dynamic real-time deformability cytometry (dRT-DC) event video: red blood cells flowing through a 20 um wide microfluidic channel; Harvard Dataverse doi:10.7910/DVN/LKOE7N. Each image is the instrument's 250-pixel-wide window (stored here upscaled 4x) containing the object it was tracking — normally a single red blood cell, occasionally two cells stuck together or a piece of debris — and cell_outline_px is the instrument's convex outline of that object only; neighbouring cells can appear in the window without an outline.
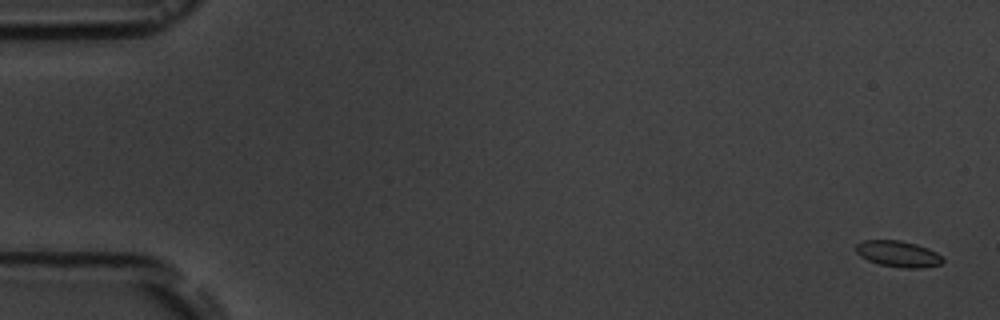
{"species": "common noctule bat (a hibernating species)", "species_latin": "Nyctalus noctula", "temperature_condition": "room temperature", "stored_images_in_passage": 5, "camera_frame_rate_fps": 3000, "um_per_image_px": 0.085, "animal": {"sex": "male", "body_mass_g": 19.5, "forearm_length_mm": 54.6}, "frame": {"image": 1, "passage_image": 1, "time_ms": 0.0, "image_size_px": [1000, 320], "cell_outline_px": [[944, 260], [940, 264], [920, 268], [904, 268], [880, 264], [868, 260], [860, 256], [856, 252], [856, 244], [864, 240], [900, 240], [916, 244], [928, 248], [936, 252]], "centroid_in_image_um": [76.33, 21.57], "position_along_channel_um": 8.7, "area_um2": 13.12}}
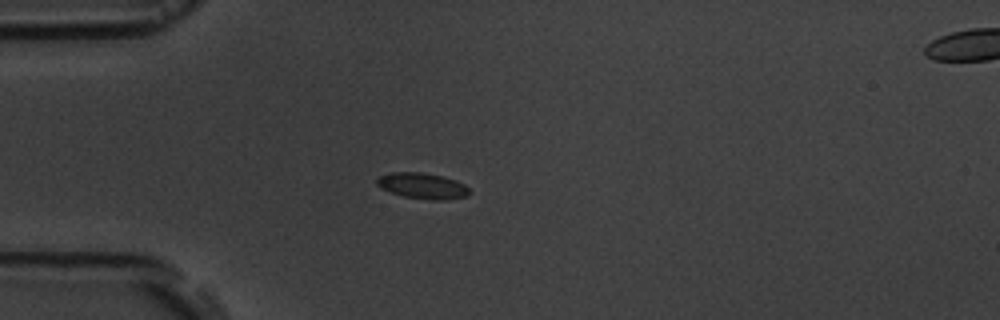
{"frame": {"image": 2, "passage_image": 5, "time_ms": 4.667, "image_size_px": [1000, 320], "cell_outline_px": [[468, 196], [448, 200], [432, 200], [404, 196], [380, 188], [376, 184], [376, 180], [380, 176], [392, 172], [420, 172], [440, 176], [456, 180], [464, 184], [468, 188]], "centroid_in_image_um": [35.91, 15.8], "position_along_channel_um": 49.1, "area_um2": 13.81}}